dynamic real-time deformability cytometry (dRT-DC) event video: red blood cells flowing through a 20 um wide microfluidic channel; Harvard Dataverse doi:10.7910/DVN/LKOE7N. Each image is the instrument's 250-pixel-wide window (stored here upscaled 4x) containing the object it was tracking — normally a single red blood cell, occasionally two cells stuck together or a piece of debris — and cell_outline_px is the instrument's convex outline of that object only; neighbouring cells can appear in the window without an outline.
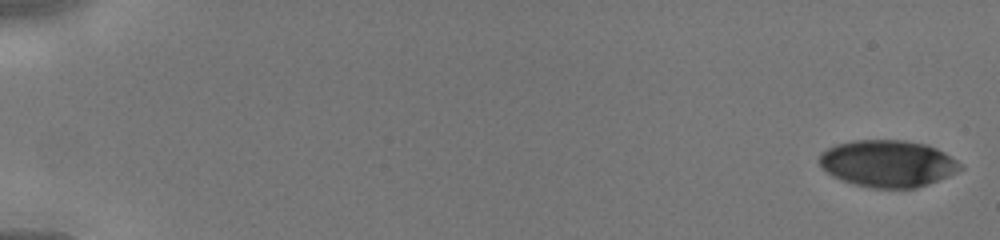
{"species": "human", "species_latin": "Homo sapiens", "temperature_condition": "cold", "stored_images_in_passage": 45, "camera_frame_rate_fps": 3000, "um_per_image_px": 0.085, "donor": {"sex": "male"}, "frame": {"image": 1, "passage_image": 1, "time_ms": 0.0, "image_size_px": [1000, 240], "cell_outline_px": [[964, 168], [948, 176], [928, 184], [916, 188], [872, 188], [840, 180], [832, 176], [820, 164], [820, 152], [836, 144], [852, 140], [904, 140], [924, 144], [936, 148], [944, 152], [964, 164]], "centroid_in_image_um": [75.48, 13.9], "position_along_channel_um": 9.5, "area_um2": 38.55}}
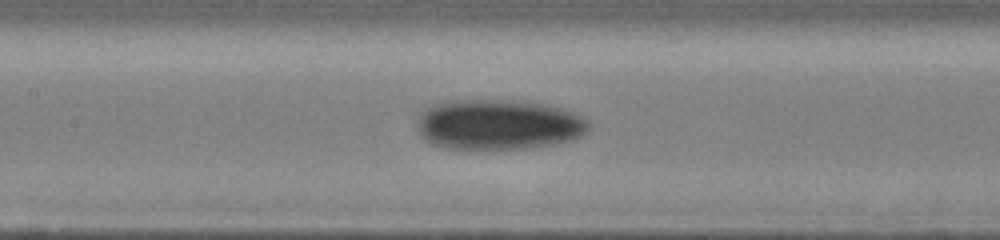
{"frame": {"image": 2, "passage_image": 23, "time_ms": 7.333, "image_size_px": [1000, 240], "cell_outline_px": [[588, 132], [572, 140], [556, 144], [528, 148], [444, 148], [432, 144], [424, 140], [420, 136], [416, 128], [416, 120], [420, 112], [424, 108], [432, 104], [448, 100], [528, 100], [548, 104], [564, 108], [588, 120]], "centroid_in_image_um": [42.33, 10.56], "position_along_channel_um": 165.1, "area_um2": 51.15}}
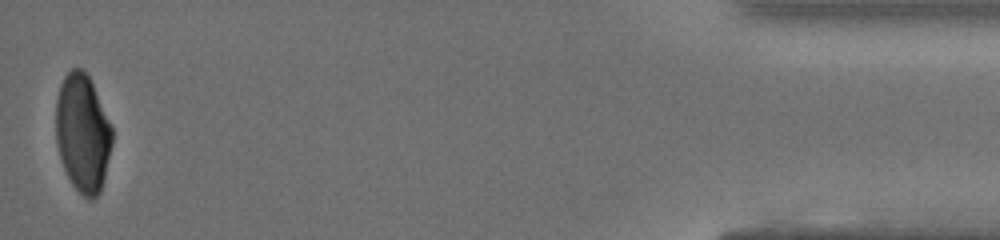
{"frame": {"image": 3, "passage_image": 45, "time_ms": 14.667, "image_size_px": [1000, 240], "cell_outline_px": [[112, 144], [104, 180], [100, 192], [92, 200], [88, 200], [72, 184], [64, 168], [56, 144], [56, 100], [60, 84], [64, 76], [72, 68], [84, 68], [92, 84], [112, 128]], "centroid_in_image_um": [7.02, 11.32], "position_along_channel_um": 428.2, "area_um2": 38.49}}